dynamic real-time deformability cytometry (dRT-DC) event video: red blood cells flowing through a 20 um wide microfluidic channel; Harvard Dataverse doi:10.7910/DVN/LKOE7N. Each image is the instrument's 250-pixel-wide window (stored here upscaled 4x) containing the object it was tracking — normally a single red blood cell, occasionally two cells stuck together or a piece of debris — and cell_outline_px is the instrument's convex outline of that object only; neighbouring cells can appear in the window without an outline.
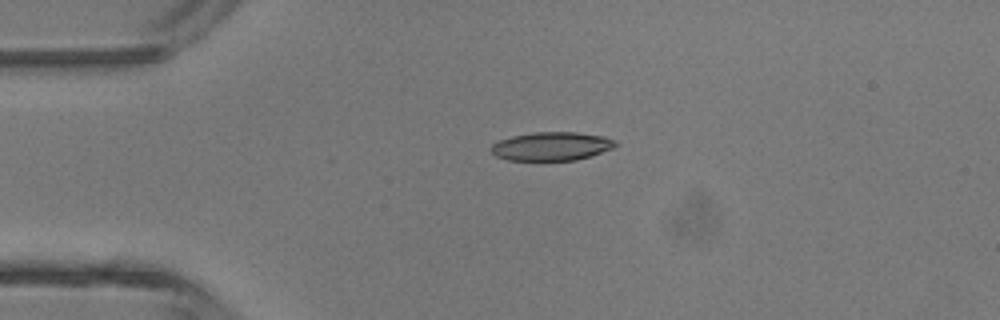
{"species": "common noctule bat (a hibernating species)", "species_latin": "Nyctalus noctula", "temperature_condition": "room temperature", "stored_images_in_passage": 5, "camera_frame_rate_fps": 3000, "um_per_image_px": 0.085, "animal": {"sex": "male", "body_mass_g": 13.3}, "frame": {"image": 1, "passage_image": 5, "time_ms": 4.667, "image_size_px": [1000, 320], "cell_outline_px": [[616, 144], [612, 148], [592, 156], [576, 160], [508, 160], [496, 156], [488, 148], [492, 144], [500, 140], [512, 136], [532, 132], [576, 132], [604, 136], [616, 140]], "centroid_in_image_um": [46.87, 12.43], "position_along_channel_um": 38.1, "area_um2": 20.75}}